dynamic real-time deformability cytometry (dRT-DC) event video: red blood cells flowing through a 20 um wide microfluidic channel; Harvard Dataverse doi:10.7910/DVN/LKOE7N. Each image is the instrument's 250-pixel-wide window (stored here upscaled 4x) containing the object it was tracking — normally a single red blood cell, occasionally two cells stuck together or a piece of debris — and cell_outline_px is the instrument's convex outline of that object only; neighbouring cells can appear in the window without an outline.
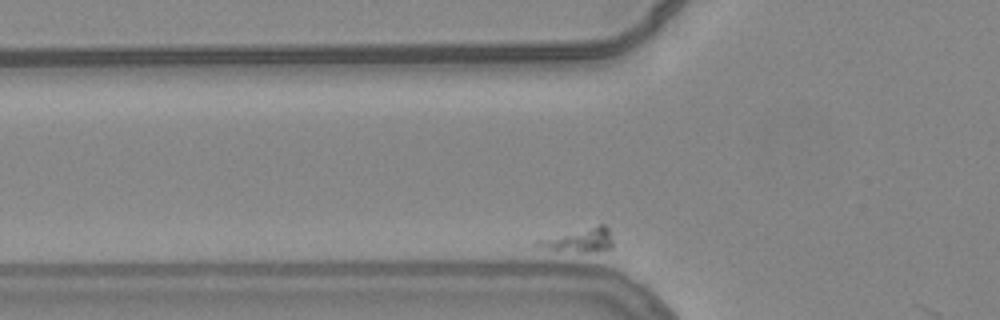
{"species": "common noctule bat (a hibernating species)", "species_latin": "Nyctalus noctula", "temperature_condition": "warm", "stored_images_in_passage": 4, "camera_frame_rate_fps": 3000, "um_per_image_px": 0.085, "animal": {"sex": "female", "body_mass_g": 24.6, "forearm_length_mm": 56.2}, "frame": {"image": 1, "passage_image": 2, "time_ms": 0.333, "image_size_px": [1000, 320], "cell_outline_px": [[612, 248], [596, 252], [580, 252], [548, 248], [532, 244], [536, 240], [600, 224], [604, 224], [608, 228], [612, 240]], "centroid_in_image_um": [49.3, 20.41], "position_along_channel_um": 76.5, "area_um2": 10.23}}